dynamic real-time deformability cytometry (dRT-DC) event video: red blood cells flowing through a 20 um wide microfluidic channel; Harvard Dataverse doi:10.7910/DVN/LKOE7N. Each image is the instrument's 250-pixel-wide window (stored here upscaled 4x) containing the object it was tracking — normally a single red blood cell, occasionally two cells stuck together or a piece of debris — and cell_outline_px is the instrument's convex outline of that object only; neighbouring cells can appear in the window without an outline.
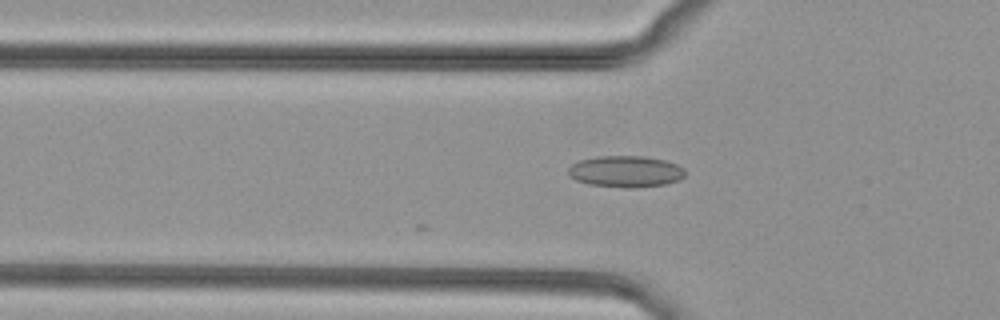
{"species": "common noctule bat (a hibernating species)", "species_latin": "Nyctalus noctula", "temperature_condition": "cold", "stored_images_in_passage": 19, "camera_frame_rate_fps": 3000, "um_per_image_px": 0.085, "animal": {"sex": "female", "body_mass_g": 29.2, "forearm_length_mm": 56.3}, "frame": {"image": 1, "passage_image": 2, "time_ms": 0.333, "image_size_px": [1000, 320], "cell_outline_px": [[684, 176], [680, 180], [664, 184], [636, 188], [624, 188], [588, 184], [576, 180], [568, 176], [568, 168], [572, 164], [580, 160], [596, 156], [644, 156], [664, 160], [676, 164], [684, 168]], "centroid_in_image_um": [53.16, 14.58], "position_along_channel_um": 72.6, "area_um2": 21.56}}
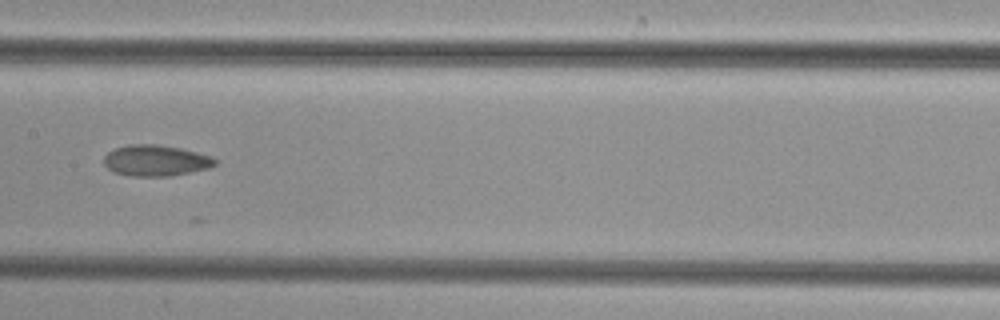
{"frame": {"image": 2, "passage_image": 11, "time_ms": 3.333, "image_size_px": [1000, 320], "cell_outline_px": [[216, 164], [208, 168], [168, 176], [132, 176], [112, 172], [104, 164], [104, 156], [108, 152], [116, 148], [128, 144], [156, 144], [180, 148], [212, 156], [216, 160]], "centroid_in_image_um": [13.21, 13.64], "position_along_channel_um": 194.2, "area_um2": 20.0}}
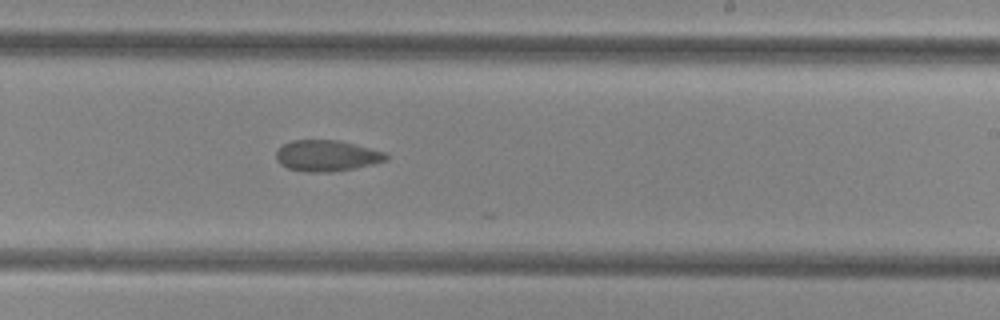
{"frame": {"image": 3, "passage_image": 16, "time_ms": 5.0, "image_size_px": [1000, 320], "cell_outline_px": [[388, 160], [372, 164], [332, 172], [304, 172], [288, 168], [280, 164], [276, 160], [276, 152], [284, 144], [292, 140], [340, 140], [384, 152], [388, 156]], "centroid_in_image_um": [27.75, 13.24], "position_along_channel_um": 261.2, "area_um2": 19.83}}